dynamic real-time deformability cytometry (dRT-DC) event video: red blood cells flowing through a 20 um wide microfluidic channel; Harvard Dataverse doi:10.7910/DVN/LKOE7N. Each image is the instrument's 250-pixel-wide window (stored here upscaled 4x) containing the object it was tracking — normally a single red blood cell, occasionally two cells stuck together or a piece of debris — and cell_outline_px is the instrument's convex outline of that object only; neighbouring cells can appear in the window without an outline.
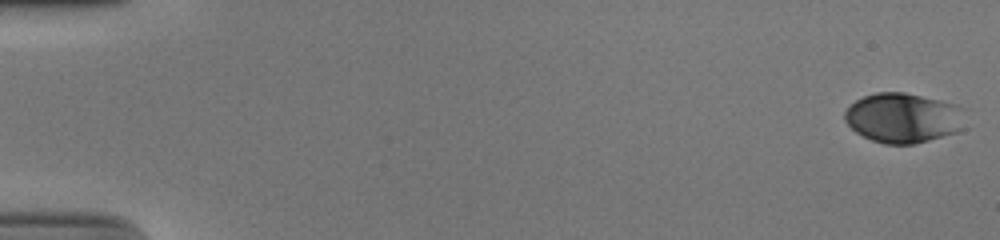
{"species": "human", "species_latin": "Homo sapiens", "temperature_condition": "cold", "stored_images_in_passage": 53, "camera_frame_rate_fps": 3000, "um_per_image_px": 0.085, "donor": {"sex": "male"}, "frame": {"image": 1, "passage_image": 1, "time_ms": 0.0, "image_size_px": [1000, 240], "cell_outline_px": [[968, 108], [956, 132], [928, 140], [912, 144], [884, 144], [872, 140], [856, 132], [844, 120], [844, 112], [856, 100], [864, 96], [876, 92], [904, 92], [940, 100], [956, 104]], "centroid_in_image_um": [76.77, 10.0], "position_along_channel_um": 8.2, "area_um2": 34.85}}
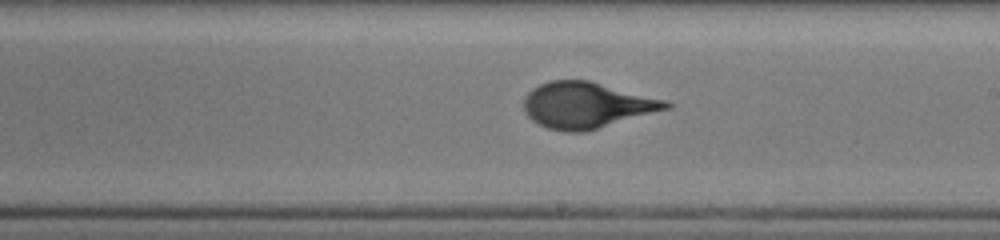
{"frame": {"image": 2, "passage_image": 32, "time_ms": 10.333, "image_size_px": [1000, 240], "cell_outline_px": [[676, 104], [672, 108], [584, 132], [564, 132], [548, 128], [532, 120], [524, 112], [524, 96], [532, 88], [548, 80], [588, 80], [664, 100]], "centroid_in_image_um": [49.85, 8.94], "position_along_channel_um": 239.1, "area_um2": 38.09}}
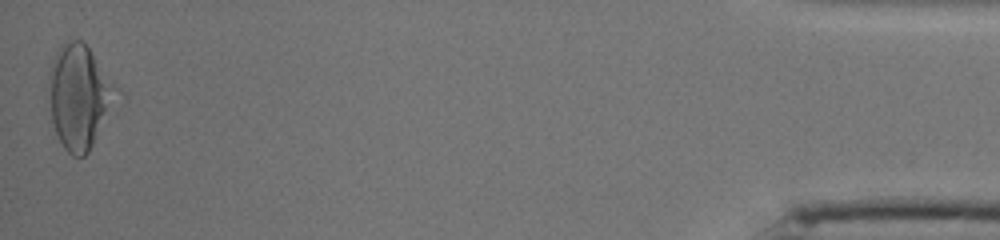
{"frame": {"image": 3, "passage_image": 53, "time_ms": 17.333, "image_size_px": [1000, 240], "cell_outline_px": [[120, 88], [88, 152], [84, 156], [72, 156], [64, 148], [56, 132], [52, 120], [48, 76], [52, 60], [60, 44], [72, 40], [80, 40], [88, 48]], "centroid_in_image_um": [6.72, 8.17], "position_along_channel_um": 428.5, "area_um2": 39.88}}